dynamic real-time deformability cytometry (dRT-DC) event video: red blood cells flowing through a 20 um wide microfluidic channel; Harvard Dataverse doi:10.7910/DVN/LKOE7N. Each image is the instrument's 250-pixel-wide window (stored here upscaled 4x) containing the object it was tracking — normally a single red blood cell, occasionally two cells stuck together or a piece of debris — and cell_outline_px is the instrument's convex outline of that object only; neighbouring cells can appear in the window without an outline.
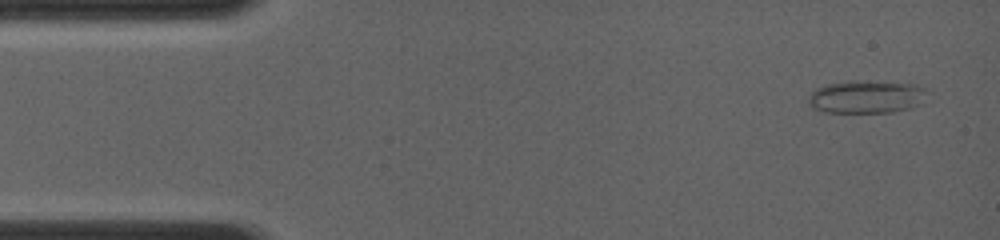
{"species": "common noctule bat (a hibernating species)", "species_latin": "Nyctalus noctula", "temperature_condition": "room temperature", "stored_images_in_passage": 70, "camera_frame_rate_fps": 4000, "um_per_image_px": 0.085, "animal": {"sex": "female", "body_mass_g": 19.0, "forearm_length_mm": 56.7}, "frame": {"image": 1, "passage_image": 2, "time_ms": 0.25, "image_size_px": [1000, 240], "cell_outline_px": [[932, 92], [912, 108], [892, 112], [824, 112], [812, 108], [808, 100], [808, 96], [816, 88], [828, 84], [852, 80], [916, 84]], "centroid_in_image_um": [73.66, 8.23], "position_along_channel_um": 11.3, "area_um2": 22.83}}
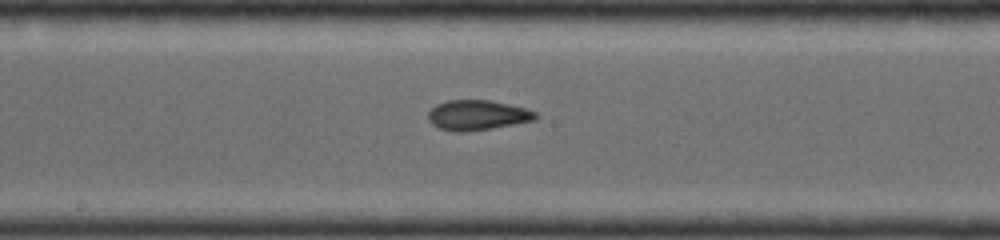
{"frame": {"image": 2, "passage_image": 41, "time_ms": 7.0, "image_size_px": [1000, 240], "cell_outline_px": [[540, 116], [536, 120], [492, 128], [464, 132], [456, 132], [440, 128], [432, 124], [428, 120], [428, 112], [436, 104], [448, 100], [488, 100], [508, 104], [524, 108], [536, 112]], "centroid_in_image_um": [40.58, 9.79], "position_along_channel_um": 207.6, "area_um2": 18.79}}
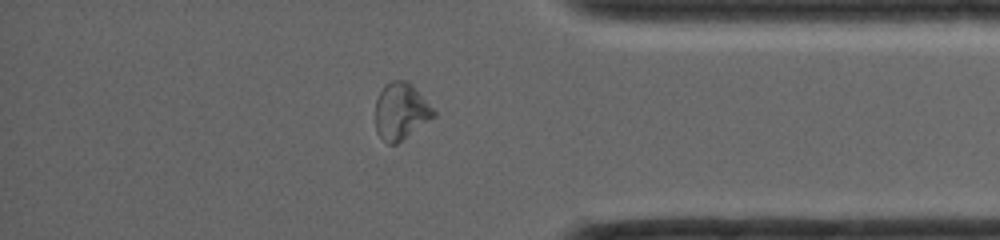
{"frame": {"image": 3, "passage_image": 61, "time_ms": 11.5, "image_size_px": [1000, 240], "cell_outline_px": [[436, 116], [396, 144], [388, 144], [376, 132], [376, 100], [384, 84], [392, 80], [408, 80], [412, 84], [436, 112]], "centroid_in_image_um": [34.07, 9.44], "position_along_channel_um": 401.1, "area_um2": 19.19}}